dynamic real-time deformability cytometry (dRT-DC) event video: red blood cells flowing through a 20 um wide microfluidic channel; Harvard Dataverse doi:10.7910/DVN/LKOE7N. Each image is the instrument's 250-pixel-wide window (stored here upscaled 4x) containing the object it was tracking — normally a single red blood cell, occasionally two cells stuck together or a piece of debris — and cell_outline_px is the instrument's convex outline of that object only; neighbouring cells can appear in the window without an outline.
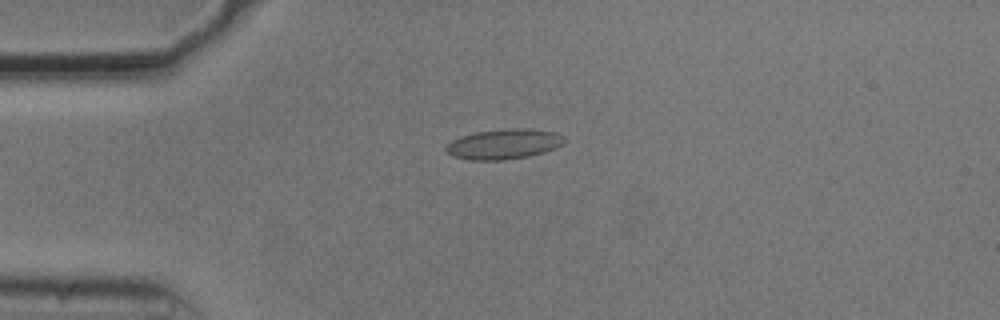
{"species": "common noctule bat (a hibernating species)", "species_latin": "Nyctalus noctula", "temperature_condition": "cold", "stored_images_in_passage": 28, "camera_frame_rate_fps": 3000, "um_per_image_px": 0.085, "animal": {"sex": "male", "body_mass_g": 20.5, "forearm_length_mm": 52.5}, "frame": {"image": 1, "passage_image": 1, "time_ms": 0.0, "image_size_px": [1000, 320], "cell_outline_px": [[568, 140], [564, 144], [556, 148], [544, 152], [528, 156], [504, 160], [468, 160], [452, 156], [444, 152], [444, 148], [452, 140], [460, 136], [476, 132], [504, 128], [528, 128], [556, 132], [564, 136]], "centroid_in_image_um": [42.84, 12.24], "position_along_channel_um": 42.2, "area_um2": 21.21}}
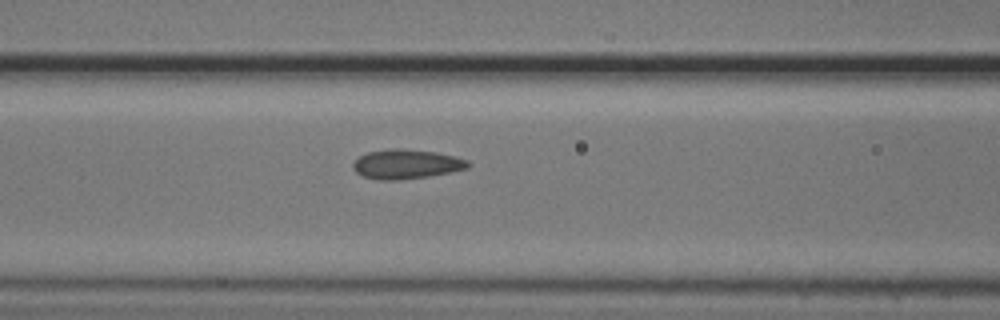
{"frame": {"image": 2, "passage_image": 10, "time_ms": 3.0, "image_size_px": [1000, 320], "cell_outline_px": [[472, 164], [468, 168], [428, 176], [396, 180], [380, 180], [364, 176], [356, 172], [352, 168], [352, 164], [360, 156], [368, 152], [392, 148], [396, 148], [436, 152], [468, 160]], "centroid_in_image_um": [34.53, 13.95], "position_along_channel_um": 132.1, "area_um2": 19.48}}
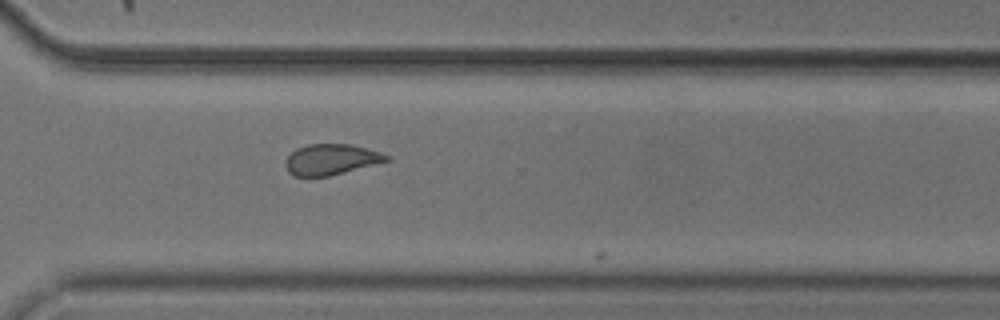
{"frame": {"image": 3, "passage_image": 27, "time_ms": 8.667, "image_size_px": [1000, 320], "cell_outline_px": [[392, 160], [328, 176], [292, 176], [288, 172], [284, 164], [288, 156], [296, 148], [308, 144], [352, 144], [380, 152], [392, 156]], "centroid_in_image_um": [28.16, 13.55], "position_along_channel_um": 342.4, "area_um2": 18.21}}